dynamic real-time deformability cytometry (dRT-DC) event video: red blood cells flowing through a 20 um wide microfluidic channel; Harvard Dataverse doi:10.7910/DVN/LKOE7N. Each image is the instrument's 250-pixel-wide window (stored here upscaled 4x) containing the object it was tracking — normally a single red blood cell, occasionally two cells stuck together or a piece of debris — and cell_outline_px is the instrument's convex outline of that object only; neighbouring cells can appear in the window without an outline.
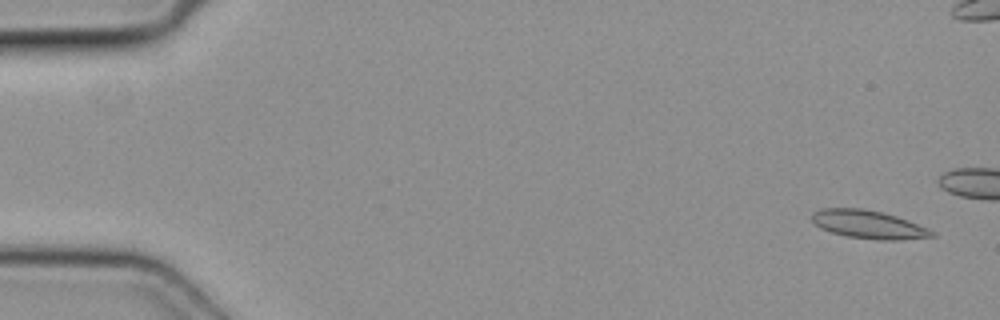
{"species": "common noctule bat (a hibernating species)", "species_latin": "Nyctalus noctula", "temperature_condition": "cold", "stored_images_in_passage": 4, "camera_frame_rate_fps": 3000, "um_per_image_px": 0.085, "animal": {"sex": "female", "body_mass_g": 19.3, "forearm_length_mm": 54.1}, "frame": {"image": 1, "passage_image": 1, "time_ms": 0.0, "image_size_px": [1000, 320], "cell_outline_px": [[936, 236], [900, 240], [880, 240], [848, 236], [832, 232], [820, 228], [812, 220], [812, 212], [820, 208], [864, 208], [884, 212], [908, 220], [936, 232]], "centroid_in_image_um": [73.83, 19.07], "position_along_channel_um": 11.2, "area_um2": 19.77}}